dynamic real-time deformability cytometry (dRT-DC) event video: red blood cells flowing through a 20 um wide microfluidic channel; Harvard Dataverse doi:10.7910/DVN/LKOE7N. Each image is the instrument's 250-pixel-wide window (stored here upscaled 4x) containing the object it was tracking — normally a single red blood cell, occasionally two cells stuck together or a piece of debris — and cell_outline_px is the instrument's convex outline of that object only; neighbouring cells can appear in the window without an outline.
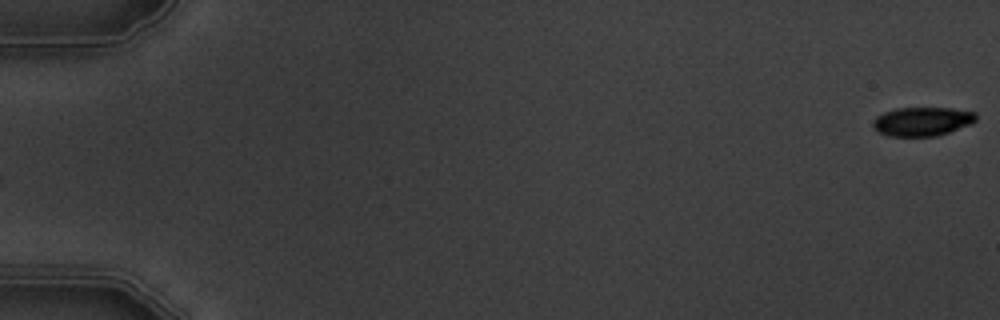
{"species": "common noctule bat (a hibernating species)", "species_latin": "Nyctalus noctula", "temperature_condition": "warm", "stored_images_in_passage": 5, "segment_of_instrument_passage": [2, 2], "camera_frame_rate_fps": 3000, "um_per_image_px": 0.085, "animal": {"sex": "male", "body_mass_g": 19.5, "forearm_length_mm": 54.6}, "frame": {"image": 1, "passage_image": 5, "time_ms": 4.667, "image_size_px": [1000, 320], "cell_outline_px": [[976, 120], [972, 124], [936, 136], [888, 136], [872, 128], [872, 124], [876, 116], [884, 112], [896, 108], [952, 108], [976, 112]], "centroid_in_image_um": [78.39, 10.32], "position_along_channel_um": 6.6, "area_um2": 17.4}}